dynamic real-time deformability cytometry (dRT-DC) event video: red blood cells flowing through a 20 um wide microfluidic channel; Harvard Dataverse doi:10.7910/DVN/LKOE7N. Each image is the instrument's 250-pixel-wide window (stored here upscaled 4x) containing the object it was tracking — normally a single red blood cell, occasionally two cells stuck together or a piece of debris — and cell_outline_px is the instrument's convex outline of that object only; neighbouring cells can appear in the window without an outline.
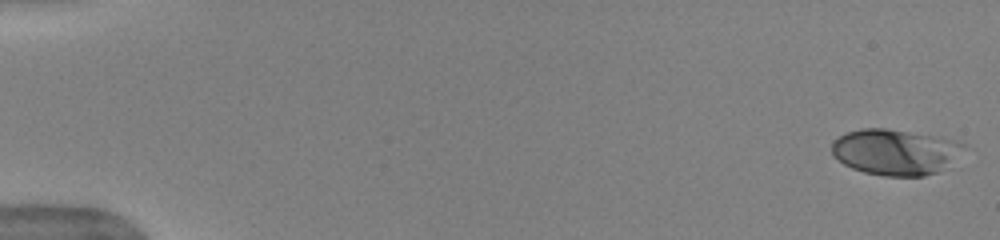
{"species": "human", "species_latin": "Homo sapiens", "temperature_condition": "warm", "stored_images_in_passage": 51, "camera_frame_rate_fps": 3000, "um_per_image_px": 0.085, "donor": {"sex": "female"}, "frame": {"image": 1, "passage_image": 1, "time_ms": 0.0, "image_size_px": [1000, 240], "cell_outline_px": [[968, 144], [936, 172], [924, 176], [884, 176], [864, 172], [852, 168], [844, 164], [832, 156], [832, 140], [848, 132], [860, 128], [884, 128], [932, 136], [952, 140]], "centroid_in_image_um": [75.99, 12.91], "position_along_channel_um": 9.0, "area_um2": 34.51}}
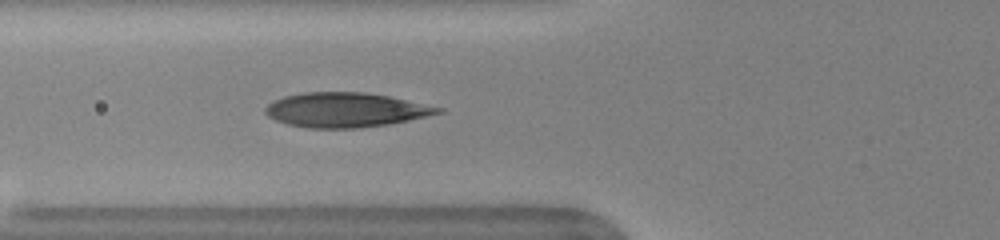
{"frame": {"image": 2, "passage_image": 20, "time_ms": 6.333, "image_size_px": [1000, 240], "cell_outline_px": [[444, 112], [408, 120], [388, 124], [356, 128], [308, 128], [288, 124], [276, 120], [268, 116], [264, 112], [264, 108], [272, 100], [284, 96], [304, 92], [364, 92], [388, 96], [444, 108]], "centroid_in_image_um": [29.34, 9.34], "position_along_channel_um": 96.5, "area_um2": 34.68}}
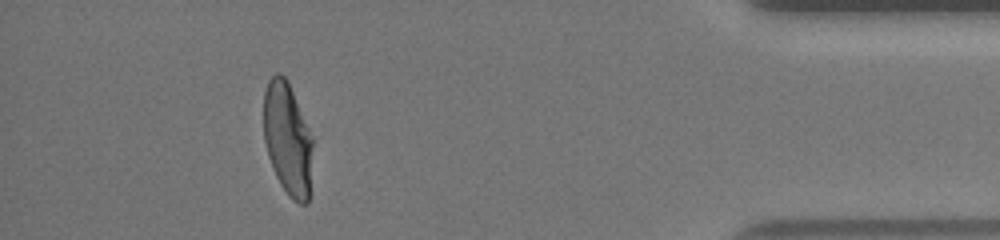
{"frame": {"image": 3, "passage_image": 47, "time_ms": 15.333, "image_size_px": [1000, 240], "cell_outline_px": [[312, 144], [308, 204], [300, 204], [292, 200], [288, 196], [280, 184], [276, 176], [268, 156], [264, 140], [264, 92], [268, 80], [276, 72], [280, 72], [288, 80], [312, 136]], "centroid_in_image_um": [24.43, 11.79], "position_along_channel_um": 410.8, "area_um2": 32.19}, "authors_computed_cell_mechanics": {"area_um2": 34.5066, "velocity_mm_per_s": 3.9841, "shape_relaxation_time_tau1_ms": 4.7615, "shape_relaxation_time_tau2_ms": null, "deformation_change_tau1": 0.2185, "deformation_change_tau2": null}}